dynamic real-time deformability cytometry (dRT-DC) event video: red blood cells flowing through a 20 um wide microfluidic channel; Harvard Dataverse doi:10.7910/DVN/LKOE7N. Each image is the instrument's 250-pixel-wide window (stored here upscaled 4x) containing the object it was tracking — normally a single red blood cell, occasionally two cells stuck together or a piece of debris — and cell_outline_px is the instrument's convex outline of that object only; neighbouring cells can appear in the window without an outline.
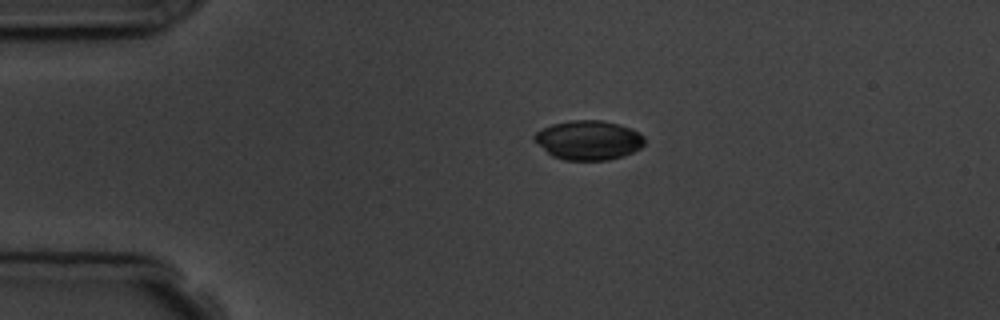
{"species": "common noctule bat (a hibernating species)", "species_latin": "Nyctalus noctula", "temperature_condition": "room temperature", "stored_images_in_passage": 2, "camera_frame_rate_fps": 3000, "um_per_image_px": 0.085, "animal": {"sex": "male", "body_mass_g": 19.5, "forearm_length_mm": 54.6}, "frame": {"image": 1, "passage_image": 1, "time_ms": 0.0, "image_size_px": [1000, 320], "cell_outline_px": [[644, 144], [640, 148], [624, 156], [608, 160], [564, 160], [552, 156], [532, 140], [532, 136], [536, 132], [552, 124], [568, 120], [600, 120], [620, 124], [640, 132], [644, 136]], "centroid_in_image_um": [50.01, 11.91], "position_along_channel_um": 35.0, "area_um2": 25.49}}